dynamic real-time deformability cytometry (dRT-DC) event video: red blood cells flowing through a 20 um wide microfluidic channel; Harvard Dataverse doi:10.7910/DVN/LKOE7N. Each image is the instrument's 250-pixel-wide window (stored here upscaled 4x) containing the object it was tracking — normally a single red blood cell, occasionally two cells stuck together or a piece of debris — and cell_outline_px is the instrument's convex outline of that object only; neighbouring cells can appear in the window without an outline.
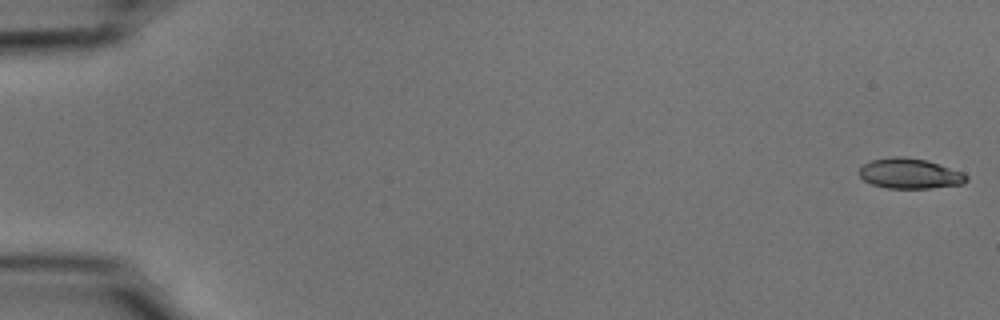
{"species": "common noctule bat (a hibernating species)", "species_latin": "Nyctalus noctula", "temperature_condition": "cold", "stored_images_in_passage": 54, "camera_frame_rate_fps": 3000, "um_per_image_px": 0.085, "animal": {"sex": "male", "body_mass_g": 15.6}, "frame": {"image": 1, "passage_image": 1, "time_ms": 0.0, "image_size_px": [1000, 320], "cell_outline_px": [[968, 180], [964, 184], [928, 188], [888, 188], [872, 184], [864, 180], [860, 176], [860, 168], [864, 164], [872, 160], [888, 156], [904, 156], [924, 160], [964, 172], [968, 176]], "centroid_in_image_um": [77.35, 14.75], "position_along_channel_um": 7.7, "area_um2": 18.84}}
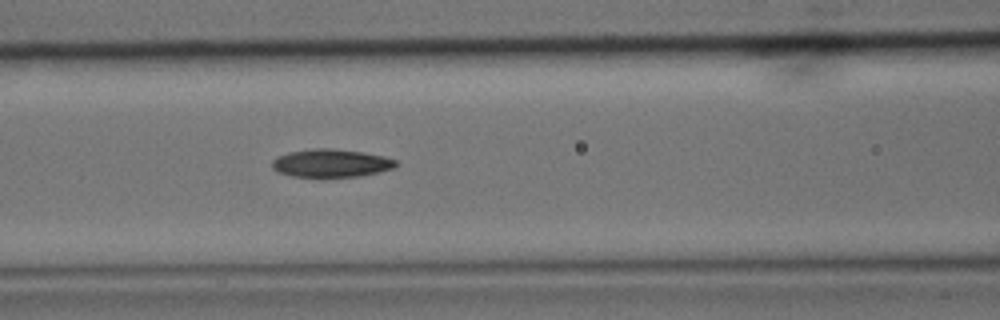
{"frame": {"image": 2, "passage_image": 24, "time_ms": 7.667, "image_size_px": [1000, 320], "cell_outline_px": [[400, 164], [392, 168], [360, 176], [320, 180], [292, 176], [280, 172], [272, 168], [272, 160], [276, 156], [288, 152], [312, 148], [332, 148], [364, 152], [384, 156], [396, 160]], "centroid_in_image_um": [28.11, 13.9], "position_along_channel_um": 138.5, "area_um2": 21.1}}
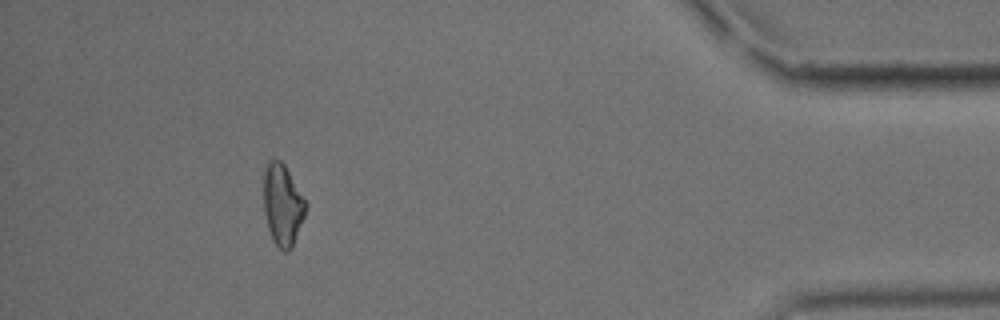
{"frame": {"image": 3, "passage_image": 50, "time_ms": 16.333, "image_size_px": [1000, 320], "cell_outline_px": [[308, 204], [304, 216], [292, 248], [288, 252], [284, 252], [272, 240], [268, 228], [264, 212], [264, 168], [268, 160], [280, 160], [284, 164]], "centroid_in_image_um": [24.02, 17.41], "position_along_channel_um": 411.2, "area_um2": 19.94}, "authors_computed_cell_mechanics": {"area_um2": 19.8254, "velocity_mm_per_s": 3.7223, "shape_relaxation_time_tau1_ms": 5.5501, "shape_relaxation_time_tau2_ms": 10.3808, "deformation_change_tau1": 0.1366, "deformation_change_tau2": 0.2082}}